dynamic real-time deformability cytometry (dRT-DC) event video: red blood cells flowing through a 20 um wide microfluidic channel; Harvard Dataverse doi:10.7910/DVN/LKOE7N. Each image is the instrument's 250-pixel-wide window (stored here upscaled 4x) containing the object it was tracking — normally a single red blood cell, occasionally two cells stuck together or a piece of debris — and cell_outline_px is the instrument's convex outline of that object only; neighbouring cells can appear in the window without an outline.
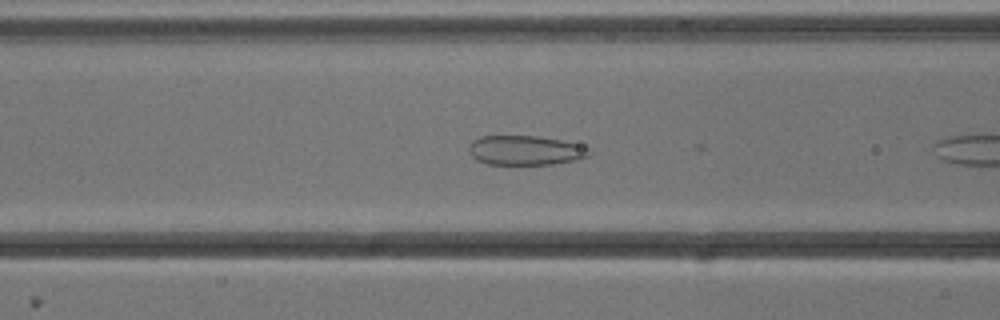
{"species": "common noctule bat (a hibernating species)", "species_latin": "Nyctalus noctula", "temperature_condition": "cold", "stored_images_in_passage": 8, "camera_frame_rate_fps": 3000, "um_per_image_px": 0.085, "animal": {"sex": "male", "body_mass_g": 13.3}, "frame": {"image": 1, "passage_image": 7, "time_ms": 2.0, "image_size_px": [1000, 320], "cell_outline_px": [[592, 152], [588, 156], [576, 160], [552, 164], [488, 164], [476, 160], [468, 152], [468, 148], [472, 140], [480, 136], [536, 136], [560, 140], [592, 148]], "centroid_in_image_um": [44.64, 12.78], "position_along_channel_um": 122.0, "area_um2": 20.75}}